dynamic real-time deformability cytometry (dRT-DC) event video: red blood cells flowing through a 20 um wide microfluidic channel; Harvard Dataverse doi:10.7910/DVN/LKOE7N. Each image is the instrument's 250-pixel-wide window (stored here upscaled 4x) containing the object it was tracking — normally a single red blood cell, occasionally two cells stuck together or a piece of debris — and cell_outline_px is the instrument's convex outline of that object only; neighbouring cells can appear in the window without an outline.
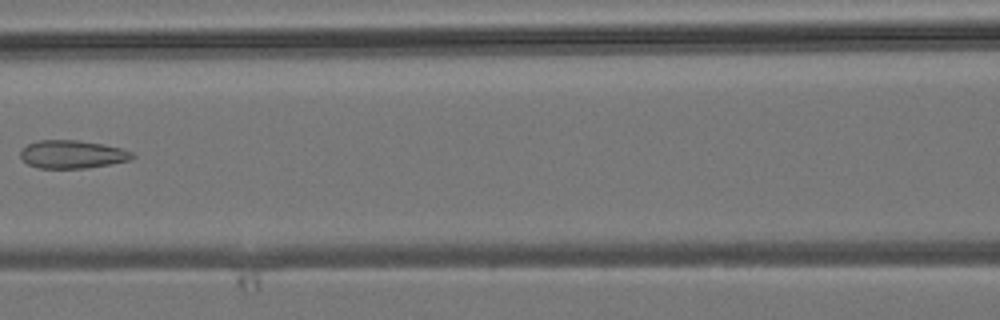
{"species": "common noctule bat (a hibernating species)", "species_latin": "Nyctalus noctula", "temperature_condition": "room temperature", "stored_images_in_passage": 5, "camera_frame_rate_fps": 3000, "um_per_image_px": 0.085, "animal": {"sex": "male", "body_mass_g": 19.2, "forearm_length_mm": 51.8}, "frame": {"image": 1, "passage_image": 5, "time_ms": 5.667, "image_size_px": [1000, 320], "cell_outline_px": [[136, 156], [128, 160], [88, 168], [36, 168], [28, 164], [20, 156], [20, 152], [28, 144], [36, 140], [80, 140], [104, 144], [120, 148], [132, 152]], "centroid_in_image_um": [6.13, 13.11], "position_along_channel_um": 160.5, "area_um2": 18.26}}